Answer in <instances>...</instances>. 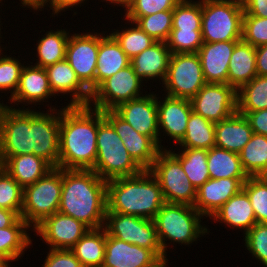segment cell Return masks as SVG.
I'll return each mask as SVG.
<instances>
[{
	"instance_id": "83f0119b",
	"label": "cell",
	"mask_w": 267,
	"mask_h": 267,
	"mask_svg": "<svg viewBox=\"0 0 267 267\" xmlns=\"http://www.w3.org/2000/svg\"><path fill=\"white\" fill-rule=\"evenodd\" d=\"M253 134L248 119L237 111L215 123V146L239 153Z\"/></svg>"
},
{
	"instance_id": "91938a15",
	"label": "cell",
	"mask_w": 267,
	"mask_h": 267,
	"mask_svg": "<svg viewBox=\"0 0 267 267\" xmlns=\"http://www.w3.org/2000/svg\"><path fill=\"white\" fill-rule=\"evenodd\" d=\"M1 98H3V96L0 95V100H1ZM7 108H8L7 102H6V104H4L3 99H2V101H0V120L3 117V114Z\"/></svg>"
},
{
	"instance_id": "ac0fdd59",
	"label": "cell",
	"mask_w": 267,
	"mask_h": 267,
	"mask_svg": "<svg viewBox=\"0 0 267 267\" xmlns=\"http://www.w3.org/2000/svg\"><path fill=\"white\" fill-rule=\"evenodd\" d=\"M120 104L114 111L138 133L150 137L159 146L157 90ZM151 92V93H150Z\"/></svg>"
},
{
	"instance_id": "5b68a950",
	"label": "cell",
	"mask_w": 267,
	"mask_h": 267,
	"mask_svg": "<svg viewBox=\"0 0 267 267\" xmlns=\"http://www.w3.org/2000/svg\"><path fill=\"white\" fill-rule=\"evenodd\" d=\"M108 181L119 177L134 176L143 169L133 160L113 126L98 110L97 157L91 169Z\"/></svg>"
},
{
	"instance_id": "7c38bea8",
	"label": "cell",
	"mask_w": 267,
	"mask_h": 267,
	"mask_svg": "<svg viewBox=\"0 0 267 267\" xmlns=\"http://www.w3.org/2000/svg\"><path fill=\"white\" fill-rule=\"evenodd\" d=\"M33 154L31 110L8 107L0 120V166L10 157Z\"/></svg>"
},
{
	"instance_id": "681fc988",
	"label": "cell",
	"mask_w": 267,
	"mask_h": 267,
	"mask_svg": "<svg viewBox=\"0 0 267 267\" xmlns=\"http://www.w3.org/2000/svg\"><path fill=\"white\" fill-rule=\"evenodd\" d=\"M41 267H83L69 249H48Z\"/></svg>"
},
{
	"instance_id": "816d5d0a",
	"label": "cell",
	"mask_w": 267,
	"mask_h": 267,
	"mask_svg": "<svg viewBox=\"0 0 267 267\" xmlns=\"http://www.w3.org/2000/svg\"><path fill=\"white\" fill-rule=\"evenodd\" d=\"M87 0H50V10H52V18L58 16L67 10H72V8L85 5ZM83 3V5H81ZM78 6V7H77Z\"/></svg>"
},
{
	"instance_id": "277c9868",
	"label": "cell",
	"mask_w": 267,
	"mask_h": 267,
	"mask_svg": "<svg viewBox=\"0 0 267 267\" xmlns=\"http://www.w3.org/2000/svg\"><path fill=\"white\" fill-rule=\"evenodd\" d=\"M203 220L204 217L192 205L165 202L153 218L164 255L168 256L167 248L170 245L180 244L191 247L194 242L200 241L201 237L204 235L206 237L210 229L207 225H203Z\"/></svg>"
},
{
	"instance_id": "d4e9b609",
	"label": "cell",
	"mask_w": 267,
	"mask_h": 267,
	"mask_svg": "<svg viewBox=\"0 0 267 267\" xmlns=\"http://www.w3.org/2000/svg\"><path fill=\"white\" fill-rule=\"evenodd\" d=\"M171 56L166 42L156 41L153 45L131 59L134 73L143 81H165ZM161 80V81H160ZM162 82V83H161Z\"/></svg>"
},
{
	"instance_id": "9a60e30c",
	"label": "cell",
	"mask_w": 267,
	"mask_h": 267,
	"mask_svg": "<svg viewBox=\"0 0 267 267\" xmlns=\"http://www.w3.org/2000/svg\"><path fill=\"white\" fill-rule=\"evenodd\" d=\"M192 111L213 123L237 112V90L223 83H206L190 100Z\"/></svg>"
},
{
	"instance_id": "db71d44e",
	"label": "cell",
	"mask_w": 267,
	"mask_h": 267,
	"mask_svg": "<svg viewBox=\"0 0 267 267\" xmlns=\"http://www.w3.org/2000/svg\"><path fill=\"white\" fill-rule=\"evenodd\" d=\"M256 71L258 76H267V44L256 47Z\"/></svg>"
},
{
	"instance_id": "8fae6325",
	"label": "cell",
	"mask_w": 267,
	"mask_h": 267,
	"mask_svg": "<svg viewBox=\"0 0 267 267\" xmlns=\"http://www.w3.org/2000/svg\"><path fill=\"white\" fill-rule=\"evenodd\" d=\"M144 83L134 73L133 67L129 65L104 80L91 93V99L88 105L101 111L114 110L124 102L145 95L144 93L146 92L142 87L147 86Z\"/></svg>"
},
{
	"instance_id": "ab89813d",
	"label": "cell",
	"mask_w": 267,
	"mask_h": 267,
	"mask_svg": "<svg viewBox=\"0 0 267 267\" xmlns=\"http://www.w3.org/2000/svg\"><path fill=\"white\" fill-rule=\"evenodd\" d=\"M202 0H180L173 9L172 30H201Z\"/></svg>"
},
{
	"instance_id": "6f0895ef",
	"label": "cell",
	"mask_w": 267,
	"mask_h": 267,
	"mask_svg": "<svg viewBox=\"0 0 267 267\" xmlns=\"http://www.w3.org/2000/svg\"><path fill=\"white\" fill-rule=\"evenodd\" d=\"M100 2H106V4L110 3V4H112L113 8L115 5L116 6L118 5L119 7L121 6V7L126 9L130 3V0H101Z\"/></svg>"
},
{
	"instance_id": "30bf717a",
	"label": "cell",
	"mask_w": 267,
	"mask_h": 267,
	"mask_svg": "<svg viewBox=\"0 0 267 267\" xmlns=\"http://www.w3.org/2000/svg\"><path fill=\"white\" fill-rule=\"evenodd\" d=\"M109 236L129 244L153 250L167 265L169 259L161 249L153 220L134 215L106 212L104 227Z\"/></svg>"
},
{
	"instance_id": "94428289",
	"label": "cell",
	"mask_w": 267,
	"mask_h": 267,
	"mask_svg": "<svg viewBox=\"0 0 267 267\" xmlns=\"http://www.w3.org/2000/svg\"><path fill=\"white\" fill-rule=\"evenodd\" d=\"M0 9H1V7H0ZM0 11H2V9H1ZM0 13H1V12H0ZM1 19H2V18H0V50L3 49L2 47H4V46L1 44V43H2V42H1L2 40H1V39H2V37H3V35H1V33H2V32H1V29L3 28V26H2L3 23L1 24V22H2ZM1 27H2V28H1Z\"/></svg>"
},
{
	"instance_id": "4fadbf2b",
	"label": "cell",
	"mask_w": 267,
	"mask_h": 267,
	"mask_svg": "<svg viewBox=\"0 0 267 267\" xmlns=\"http://www.w3.org/2000/svg\"><path fill=\"white\" fill-rule=\"evenodd\" d=\"M93 31L70 33L65 59L79 80L91 91L95 90V72L99 49V33Z\"/></svg>"
},
{
	"instance_id": "6da1fadb",
	"label": "cell",
	"mask_w": 267,
	"mask_h": 267,
	"mask_svg": "<svg viewBox=\"0 0 267 267\" xmlns=\"http://www.w3.org/2000/svg\"><path fill=\"white\" fill-rule=\"evenodd\" d=\"M98 109L89 105L60 108L59 168L91 170L97 157Z\"/></svg>"
},
{
	"instance_id": "6125c7cd",
	"label": "cell",
	"mask_w": 267,
	"mask_h": 267,
	"mask_svg": "<svg viewBox=\"0 0 267 267\" xmlns=\"http://www.w3.org/2000/svg\"><path fill=\"white\" fill-rule=\"evenodd\" d=\"M267 181V171L262 176Z\"/></svg>"
},
{
	"instance_id": "f1b7e54d",
	"label": "cell",
	"mask_w": 267,
	"mask_h": 267,
	"mask_svg": "<svg viewBox=\"0 0 267 267\" xmlns=\"http://www.w3.org/2000/svg\"><path fill=\"white\" fill-rule=\"evenodd\" d=\"M256 76V47L241 39L236 43L229 61L228 85L238 91Z\"/></svg>"
},
{
	"instance_id": "bcb514c9",
	"label": "cell",
	"mask_w": 267,
	"mask_h": 267,
	"mask_svg": "<svg viewBox=\"0 0 267 267\" xmlns=\"http://www.w3.org/2000/svg\"><path fill=\"white\" fill-rule=\"evenodd\" d=\"M180 0H130L124 9L123 18L135 22L139 17L155 14L160 11L173 10Z\"/></svg>"
},
{
	"instance_id": "1f68e13d",
	"label": "cell",
	"mask_w": 267,
	"mask_h": 267,
	"mask_svg": "<svg viewBox=\"0 0 267 267\" xmlns=\"http://www.w3.org/2000/svg\"><path fill=\"white\" fill-rule=\"evenodd\" d=\"M30 230L32 233L33 229L21 217L12 226L0 229V255L11 263L23 257L33 245Z\"/></svg>"
},
{
	"instance_id": "5bb4252c",
	"label": "cell",
	"mask_w": 267,
	"mask_h": 267,
	"mask_svg": "<svg viewBox=\"0 0 267 267\" xmlns=\"http://www.w3.org/2000/svg\"><path fill=\"white\" fill-rule=\"evenodd\" d=\"M47 111L31 109L33 154L59 168L60 109Z\"/></svg>"
},
{
	"instance_id": "836d02e7",
	"label": "cell",
	"mask_w": 267,
	"mask_h": 267,
	"mask_svg": "<svg viewBox=\"0 0 267 267\" xmlns=\"http://www.w3.org/2000/svg\"><path fill=\"white\" fill-rule=\"evenodd\" d=\"M207 167L210 179L248 178L239 154L216 146L207 150Z\"/></svg>"
},
{
	"instance_id": "8d00e7d4",
	"label": "cell",
	"mask_w": 267,
	"mask_h": 267,
	"mask_svg": "<svg viewBox=\"0 0 267 267\" xmlns=\"http://www.w3.org/2000/svg\"><path fill=\"white\" fill-rule=\"evenodd\" d=\"M242 168L248 177H259L267 171V137L254 133L238 153Z\"/></svg>"
},
{
	"instance_id": "f6af8a7d",
	"label": "cell",
	"mask_w": 267,
	"mask_h": 267,
	"mask_svg": "<svg viewBox=\"0 0 267 267\" xmlns=\"http://www.w3.org/2000/svg\"><path fill=\"white\" fill-rule=\"evenodd\" d=\"M166 44L171 54L197 53L203 45L201 30H171Z\"/></svg>"
},
{
	"instance_id": "74e56055",
	"label": "cell",
	"mask_w": 267,
	"mask_h": 267,
	"mask_svg": "<svg viewBox=\"0 0 267 267\" xmlns=\"http://www.w3.org/2000/svg\"><path fill=\"white\" fill-rule=\"evenodd\" d=\"M267 109V76H256L237 91V111L248 112Z\"/></svg>"
},
{
	"instance_id": "680465c9",
	"label": "cell",
	"mask_w": 267,
	"mask_h": 267,
	"mask_svg": "<svg viewBox=\"0 0 267 267\" xmlns=\"http://www.w3.org/2000/svg\"><path fill=\"white\" fill-rule=\"evenodd\" d=\"M10 261L4 256L0 255V267H11Z\"/></svg>"
},
{
	"instance_id": "e575fe53",
	"label": "cell",
	"mask_w": 267,
	"mask_h": 267,
	"mask_svg": "<svg viewBox=\"0 0 267 267\" xmlns=\"http://www.w3.org/2000/svg\"><path fill=\"white\" fill-rule=\"evenodd\" d=\"M177 145L179 148L209 150L215 146V123L192 111L185 135Z\"/></svg>"
},
{
	"instance_id": "7402d4cb",
	"label": "cell",
	"mask_w": 267,
	"mask_h": 267,
	"mask_svg": "<svg viewBox=\"0 0 267 267\" xmlns=\"http://www.w3.org/2000/svg\"><path fill=\"white\" fill-rule=\"evenodd\" d=\"M248 178L209 179L197 189L194 208L205 218L211 216L243 189Z\"/></svg>"
},
{
	"instance_id": "f546056e",
	"label": "cell",
	"mask_w": 267,
	"mask_h": 267,
	"mask_svg": "<svg viewBox=\"0 0 267 267\" xmlns=\"http://www.w3.org/2000/svg\"><path fill=\"white\" fill-rule=\"evenodd\" d=\"M1 167H3L22 188L34 184L53 169L47 161L34 154L10 156Z\"/></svg>"
},
{
	"instance_id": "cb8c5ba5",
	"label": "cell",
	"mask_w": 267,
	"mask_h": 267,
	"mask_svg": "<svg viewBox=\"0 0 267 267\" xmlns=\"http://www.w3.org/2000/svg\"><path fill=\"white\" fill-rule=\"evenodd\" d=\"M238 41L203 42L198 50L206 83L228 84L229 61Z\"/></svg>"
},
{
	"instance_id": "ba28073f",
	"label": "cell",
	"mask_w": 267,
	"mask_h": 267,
	"mask_svg": "<svg viewBox=\"0 0 267 267\" xmlns=\"http://www.w3.org/2000/svg\"><path fill=\"white\" fill-rule=\"evenodd\" d=\"M149 171L157 179L165 202L194 206L197 190L167 147L159 151Z\"/></svg>"
},
{
	"instance_id": "4316f807",
	"label": "cell",
	"mask_w": 267,
	"mask_h": 267,
	"mask_svg": "<svg viewBox=\"0 0 267 267\" xmlns=\"http://www.w3.org/2000/svg\"><path fill=\"white\" fill-rule=\"evenodd\" d=\"M104 34H103V33ZM99 31V49L95 72V89L107 78L130 65L131 59L108 32ZM107 33V34H106ZM106 34V35H105Z\"/></svg>"
},
{
	"instance_id": "d6a6232c",
	"label": "cell",
	"mask_w": 267,
	"mask_h": 267,
	"mask_svg": "<svg viewBox=\"0 0 267 267\" xmlns=\"http://www.w3.org/2000/svg\"><path fill=\"white\" fill-rule=\"evenodd\" d=\"M106 230L90 229L70 249L83 267H102L105 254Z\"/></svg>"
},
{
	"instance_id": "7a4b0ae2",
	"label": "cell",
	"mask_w": 267,
	"mask_h": 267,
	"mask_svg": "<svg viewBox=\"0 0 267 267\" xmlns=\"http://www.w3.org/2000/svg\"><path fill=\"white\" fill-rule=\"evenodd\" d=\"M107 181L93 170L62 169L58 212L81 221L90 229L104 227Z\"/></svg>"
},
{
	"instance_id": "484cf974",
	"label": "cell",
	"mask_w": 267,
	"mask_h": 267,
	"mask_svg": "<svg viewBox=\"0 0 267 267\" xmlns=\"http://www.w3.org/2000/svg\"><path fill=\"white\" fill-rule=\"evenodd\" d=\"M224 223L225 227L242 231L245 235L257 222L247 193L242 189L223 204L209 220ZM244 230V231H243Z\"/></svg>"
},
{
	"instance_id": "f907efd6",
	"label": "cell",
	"mask_w": 267,
	"mask_h": 267,
	"mask_svg": "<svg viewBox=\"0 0 267 267\" xmlns=\"http://www.w3.org/2000/svg\"><path fill=\"white\" fill-rule=\"evenodd\" d=\"M245 117L248 119L253 133L267 137V109L248 112Z\"/></svg>"
},
{
	"instance_id": "7bdbcfd3",
	"label": "cell",
	"mask_w": 267,
	"mask_h": 267,
	"mask_svg": "<svg viewBox=\"0 0 267 267\" xmlns=\"http://www.w3.org/2000/svg\"><path fill=\"white\" fill-rule=\"evenodd\" d=\"M243 190L249 196L256 222L267 223V181L262 177H248Z\"/></svg>"
},
{
	"instance_id": "f5cc1de1",
	"label": "cell",
	"mask_w": 267,
	"mask_h": 267,
	"mask_svg": "<svg viewBox=\"0 0 267 267\" xmlns=\"http://www.w3.org/2000/svg\"><path fill=\"white\" fill-rule=\"evenodd\" d=\"M243 10L247 15L267 18V0H246Z\"/></svg>"
},
{
	"instance_id": "7dc6e473",
	"label": "cell",
	"mask_w": 267,
	"mask_h": 267,
	"mask_svg": "<svg viewBox=\"0 0 267 267\" xmlns=\"http://www.w3.org/2000/svg\"><path fill=\"white\" fill-rule=\"evenodd\" d=\"M242 237H244L242 239L244 246L252 258L267 267V223H256Z\"/></svg>"
},
{
	"instance_id": "3957f363",
	"label": "cell",
	"mask_w": 267,
	"mask_h": 267,
	"mask_svg": "<svg viewBox=\"0 0 267 267\" xmlns=\"http://www.w3.org/2000/svg\"><path fill=\"white\" fill-rule=\"evenodd\" d=\"M107 210L153 220L165 203L161 187L149 170L107 181Z\"/></svg>"
},
{
	"instance_id": "2e32d148",
	"label": "cell",
	"mask_w": 267,
	"mask_h": 267,
	"mask_svg": "<svg viewBox=\"0 0 267 267\" xmlns=\"http://www.w3.org/2000/svg\"><path fill=\"white\" fill-rule=\"evenodd\" d=\"M32 64V65H30ZM25 64L21 74H20V81L18 88L16 92L14 93L13 97L8 100L7 103L8 107L14 108V109H29L37 107V105H42L49 107L48 110L52 109H60V106H57V104L54 105L52 108V103L49 105V98H57L56 95L52 92L49 79L47 76V72L45 68L33 65V62ZM52 96V97H51ZM48 102V104H47ZM14 104V105H13ZM21 104V105H20ZM22 106V107H19ZM29 105V106H28ZM31 105H34L31 107ZM17 108H16V107ZM28 106L27 108H25ZM36 106V107H35Z\"/></svg>"
},
{
	"instance_id": "4dcf8cb0",
	"label": "cell",
	"mask_w": 267,
	"mask_h": 267,
	"mask_svg": "<svg viewBox=\"0 0 267 267\" xmlns=\"http://www.w3.org/2000/svg\"><path fill=\"white\" fill-rule=\"evenodd\" d=\"M57 30V31H56ZM49 30L41 34L37 40L36 49V66L46 68L50 65L65 60L66 46L70 37V29ZM41 37V38H40Z\"/></svg>"
},
{
	"instance_id": "52a82bcc",
	"label": "cell",
	"mask_w": 267,
	"mask_h": 267,
	"mask_svg": "<svg viewBox=\"0 0 267 267\" xmlns=\"http://www.w3.org/2000/svg\"><path fill=\"white\" fill-rule=\"evenodd\" d=\"M62 168H53L34 184L23 188L21 218L34 230L59 208Z\"/></svg>"
},
{
	"instance_id": "9c48e42d",
	"label": "cell",
	"mask_w": 267,
	"mask_h": 267,
	"mask_svg": "<svg viewBox=\"0 0 267 267\" xmlns=\"http://www.w3.org/2000/svg\"><path fill=\"white\" fill-rule=\"evenodd\" d=\"M205 84L198 53L171 54L163 95L191 100Z\"/></svg>"
},
{
	"instance_id": "d590c367",
	"label": "cell",
	"mask_w": 267,
	"mask_h": 267,
	"mask_svg": "<svg viewBox=\"0 0 267 267\" xmlns=\"http://www.w3.org/2000/svg\"><path fill=\"white\" fill-rule=\"evenodd\" d=\"M171 150H170V149ZM167 148L181 163L183 171L186 173L196 190L210 179L207 167V150L195 148H180L179 151Z\"/></svg>"
},
{
	"instance_id": "603a6c76",
	"label": "cell",
	"mask_w": 267,
	"mask_h": 267,
	"mask_svg": "<svg viewBox=\"0 0 267 267\" xmlns=\"http://www.w3.org/2000/svg\"><path fill=\"white\" fill-rule=\"evenodd\" d=\"M45 70L52 92L56 96L68 95L71 98L67 105L89 104L91 91L79 80L66 59L46 67Z\"/></svg>"
},
{
	"instance_id": "d6986e66",
	"label": "cell",
	"mask_w": 267,
	"mask_h": 267,
	"mask_svg": "<svg viewBox=\"0 0 267 267\" xmlns=\"http://www.w3.org/2000/svg\"><path fill=\"white\" fill-rule=\"evenodd\" d=\"M104 118L113 126L133 160L149 170L161 148L148 136L138 133L114 110L103 111Z\"/></svg>"
},
{
	"instance_id": "e0dca14e",
	"label": "cell",
	"mask_w": 267,
	"mask_h": 267,
	"mask_svg": "<svg viewBox=\"0 0 267 267\" xmlns=\"http://www.w3.org/2000/svg\"><path fill=\"white\" fill-rule=\"evenodd\" d=\"M90 228L71 216L56 212L48 216L34 230L48 249H71Z\"/></svg>"
},
{
	"instance_id": "f35d334b",
	"label": "cell",
	"mask_w": 267,
	"mask_h": 267,
	"mask_svg": "<svg viewBox=\"0 0 267 267\" xmlns=\"http://www.w3.org/2000/svg\"><path fill=\"white\" fill-rule=\"evenodd\" d=\"M122 20H125L127 22H125V25L129 23L130 26H127V28L122 26L121 29H111L114 32L111 31L110 34L115 38V40L121 46V49L130 59L140 54L142 51L156 42L152 37L148 36L135 22L128 21L124 18Z\"/></svg>"
},
{
	"instance_id": "60d3db41",
	"label": "cell",
	"mask_w": 267,
	"mask_h": 267,
	"mask_svg": "<svg viewBox=\"0 0 267 267\" xmlns=\"http://www.w3.org/2000/svg\"><path fill=\"white\" fill-rule=\"evenodd\" d=\"M173 10L139 17L135 23L155 41L166 42L172 30Z\"/></svg>"
},
{
	"instance_id": "8992f818",
	"label": "cell",
	"mask_w": 267,
	"mask_h": 267,
	"mask_svg": "<svg viewBox=\"0 0 267 267\" xmlns=\"http://www.w3.org/2000/svg\"><path fill=\"white\" fill-rule=\"evenodd\" d=\"M243 14V4L235 0H202L203 42L241 40Z\"/></svg>"
},
{
	"instance_id": "9f6ffc18",
	"label": "cell",
	"mask_w": 267,
	"mask_h": 267,
	"mask_svg": "<svg viewBox=\"0 0 267 267\" xmlns=\"http://www.w3.org/2000/svg\"><path fill=\"white\" fill-rule=\"evenodd\" d=\"M19 1H21L19 4L20 7L28 9L30 8L31 10L34 11V13L38 11H44V8L46 9L48 7L50 11V0H19Z\"/></svg>"
},
{
	"instance_id": "ffe728a7",
	"label": "cell",
	"mask_w": 267,
	"mask_h": 267,
	"mask_svg": "<svg viewBox=\"0 0 267 267\" xmlns=\"http://www.w3.org/2000/svg\"><path fill=\"white\" fill-rule=\"evenodd\" d=\"M102 267H169L153 250L129 244L106 233Z\"/></svg>"
},
{
	"instance_id": "ee69618b",
	"label": "cell",
	"mask_w": 267,
	"mask_h": 267,
	"mask_svg": "<svg viewBox=\"0 0 267 267\" xmlns=\"http://www.w3.org/2000/svg\"><path fill=\"white\" fill-rule=\"evenodd\" d=\"M23 188L0 166V208L16 211L21 216Z\"/></svg>"
},
{
	"instance_id": "11a10c76",
	"label": "cell",
	"mask_w": 267,
	"mask_h": 267,
	"mask_svg": "<svg viewBox=\"0 0 267 267\" xmlns=\"http://www.w3.org/2000/svg\"><path fill=\"white\" fill-rule=\"evenodd\" d=\"M19 218L16 211L0 208V229L12 226Z\"/></svg>"
},
{
	"instance_id": "b9f144b4",
	"label": "cell",
	"mask_w": 267,
	"mask_h": 267,
	"mask_svg": "<svg viewBox=\"0 0 267 267\" xmlns=\"http://www.w3.org/2000/svg\"><path fill=\"white\" fill-rule=\"evenodd\" d=\"M6 47L0 50V92L3 94L10 93V97L7 98L9 100L18 88L20 74L26 62L22 63L23 59L19 60L18 58L16 59V56H8L5 54L6 52H2L3 50L7 51L4 49Z\"/></svg>"
},
{
	"instance_id": "c3c4849f",
	"label": "cell",
	"mask_w": 267,
	"mask_h": 267,
	"mask_svg": "<svg viewBox=\"0 0 267 267\" xmlns=\"http://www.w3.org/2000/svg\"><path fill=\"white\" fill-rule=\"evenodd\" d=\"M254 47L267 44V18L243 14L242 38Z\"/></svg>"
},
{
	"instance_id": "be15d7a7",
	"label": "cell",
	"mask_w": 267,
	"mask_h": 267,
	"mask_svg": "<svg viewBox=\"0 0 267 267\" xmlns=\"http://www.w3.org/2000/svg\"><path fill=\"white\" fill-rule=\"evenodd\" d=\"M235 1L238 2V3L243 4L246 0H235Z\"/></svg>"
},
{
	"instance_id": "44dd1931",
	"label": "cell",
	"mask_w": 267,
	"mask_h": 267,
	"mask_svg": "<svg viewBox=\"0 0 267 267\" xmlns=\"http://www.w3.org/2000/svg\"><path fill=\"white\" fill-rule=\"evenodd\" d=\"M158 94L159 147L165 149L161 144L163 141L162 136H169V140H173L171 143L174 144L175 142L177 144L184 137L192 112V105L188 99L173 98L166 95H162L161 98Z\"/></svg>"
}]
</instances>
